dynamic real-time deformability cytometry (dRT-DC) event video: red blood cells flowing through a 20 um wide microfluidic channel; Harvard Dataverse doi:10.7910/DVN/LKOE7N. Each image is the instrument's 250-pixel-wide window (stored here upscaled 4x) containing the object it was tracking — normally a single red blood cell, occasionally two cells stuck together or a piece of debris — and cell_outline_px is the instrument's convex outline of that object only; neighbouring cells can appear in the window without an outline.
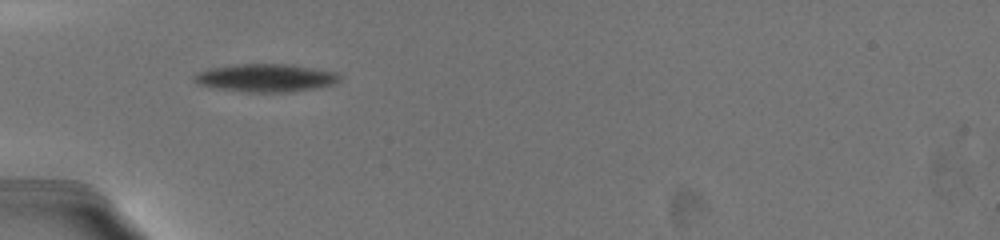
{"species": "common noctule bat (a hibernating species)", "species_latin": "Nyctalus noctula", "temperature_condition": "warm", "stored_images_in_passage": 20, "camera_frame_rate_fps": 3000, "um_per_image_px": 0.085, "animal": {"sex": "female", "body_mass_g": 19.5, "forearm_length_mm": 54.1}, "frame": {"image": 1, "passage_image": 1, "time_ms": 0.0, "image_size_px": [1000, 240], "cell_outline_px": [[340, 80], [336, 84], [316, 88], [292, 92], [248, 92], [212, 88], [196, 84], [192, 76], [196, 72], [208, 68], [236, 64], [292, 64], [336, 72], [340, 76]], "centroid_in_image_um": [22.56, 6.62], "position_along_channel_um": 62.4, "area_um2": 24.1}}
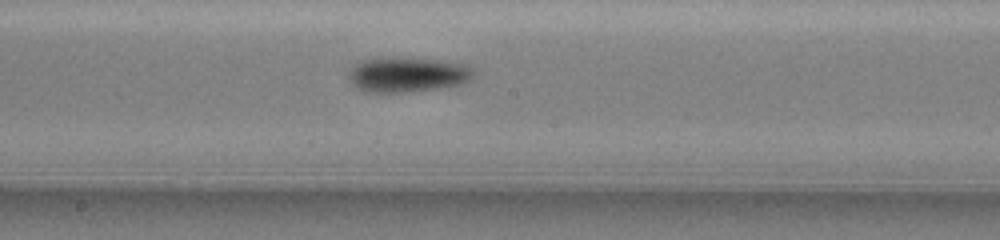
{"frame": {"image": 2, "passage_image": 12, "time_ms": 4.333, "image_size_px": [1000, 240], "cell_outline_px": [[476, 72], [472, 80], [464, 84], [440, 88], [408, 92], [368, 92], [356, 88], [352, 84], [348, 76], [352, 68], [360, 60], [440, 60], [464, 64], [472, 68]], "centroid_in_image_um": [34.71, 6.39], "position_along_channel_um": 213.5, "area_um2": 24.8}}
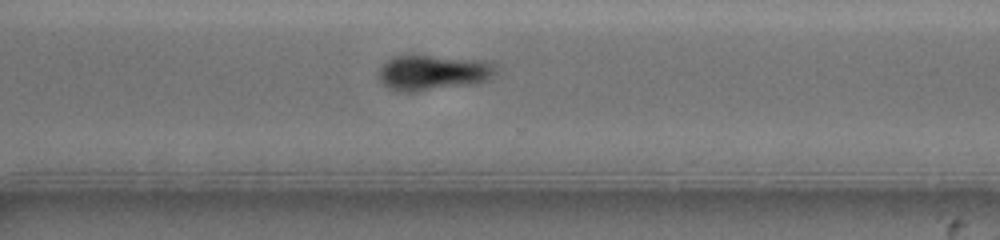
{"frame": {"image": 3, "passage_image": 20, "time_ms": 7.667, "image_size_px": [1000, 240], "cell_outline_px": [[500, 68], [488, 80], [468, 84], [416, 92], [400, 92], [388, 88], [376, 76], [376, 72], [392, 56], [428, 56], [484, 60], [496, 64]], "centroid_in_image_um": [36.8, 6.18], "position_along_channel_um": 333.8, "area_um2": 24.16}}